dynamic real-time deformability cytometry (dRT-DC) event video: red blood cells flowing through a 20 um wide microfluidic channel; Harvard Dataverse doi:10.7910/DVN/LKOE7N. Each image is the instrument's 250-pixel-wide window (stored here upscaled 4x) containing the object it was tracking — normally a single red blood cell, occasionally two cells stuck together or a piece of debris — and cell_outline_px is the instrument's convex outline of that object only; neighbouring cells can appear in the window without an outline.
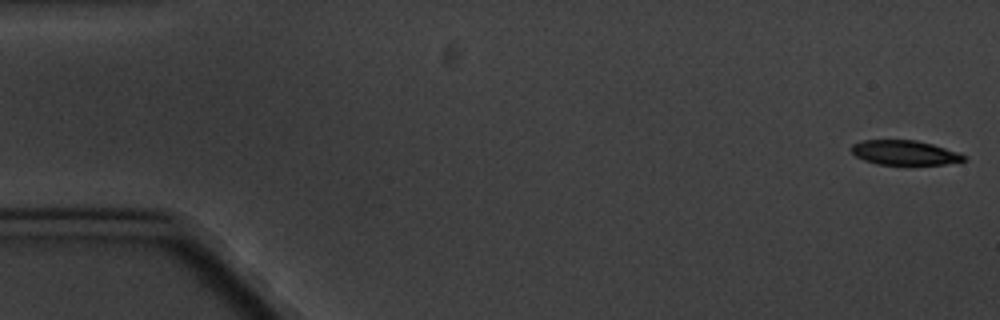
{"species": "common noctule bat (a hibernating species)", "species_latin": "Nyctalus noctula", "temperature_condition": "cold", "stored_images_in_passage": 5, "camera_frame_rate_fps": 3000, "um_per_image_px": 0.085, "animal": {"sex": "male", "body_mass_g": 20.1, "forearm_length_mm": 53.5}, "frame": {"image": 1, "passage_image": 1, "time_ms": 0.0, "image_size_px": [1000, 320], "cell_outline_px": [[968, 160], [944, 164], [876, 164], [864, 160], [856, 156], [852, 152], [852, 144], [864, 140], [916, 140], [932, 144], [960, 152], [968, 156]], "centroid_in_image_um": [76.95, 12.97], "position_along_channel_um": 8.1, "area_um2": 16.13}}